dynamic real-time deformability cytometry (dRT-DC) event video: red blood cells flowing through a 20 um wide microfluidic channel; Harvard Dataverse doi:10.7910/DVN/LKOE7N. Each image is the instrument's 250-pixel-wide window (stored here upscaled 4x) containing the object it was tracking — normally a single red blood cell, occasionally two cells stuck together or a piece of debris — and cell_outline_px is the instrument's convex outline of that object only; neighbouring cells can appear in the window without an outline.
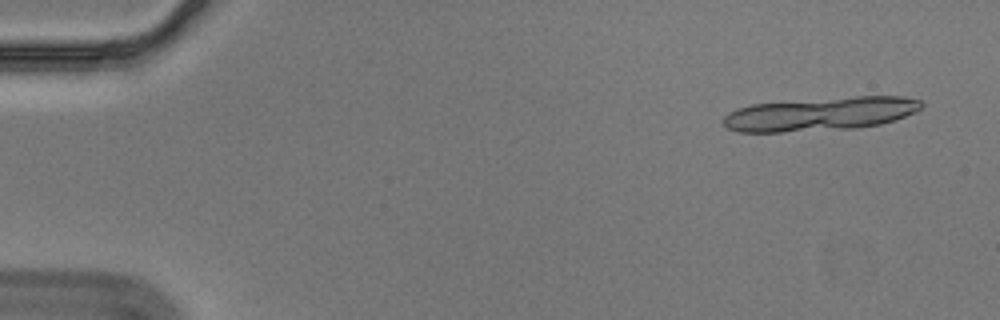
{"species": "Egyptian fruit bat (a non-hibernating species)", "species_latin": "Rousettus aegyptiacus", "temperature_condition": "cold", "stored_images_in_passage": 16, "camera_frame_rate_fps": 3000, "um_per_image_px": 0.085, "animal": {"sex": "male"}, "frame": {"image": 1, "passage_image": 1, "time_ms": 0.0, "image_size_px": [1000, 320], "cell_outline_px": [[924, 108], [916, 112], [896, 120], [880, 124], [856, 128], [780, 132], [736, 132], [728, 128], [720, 120], [728, 112], [752, 104], [856, 96], [904, 96], [920, 100], [924, 104]], "centroid_in_image_um": [69.77, 9.68], "position_along_channel_um": 15.2, "area_um2": 38.96}}